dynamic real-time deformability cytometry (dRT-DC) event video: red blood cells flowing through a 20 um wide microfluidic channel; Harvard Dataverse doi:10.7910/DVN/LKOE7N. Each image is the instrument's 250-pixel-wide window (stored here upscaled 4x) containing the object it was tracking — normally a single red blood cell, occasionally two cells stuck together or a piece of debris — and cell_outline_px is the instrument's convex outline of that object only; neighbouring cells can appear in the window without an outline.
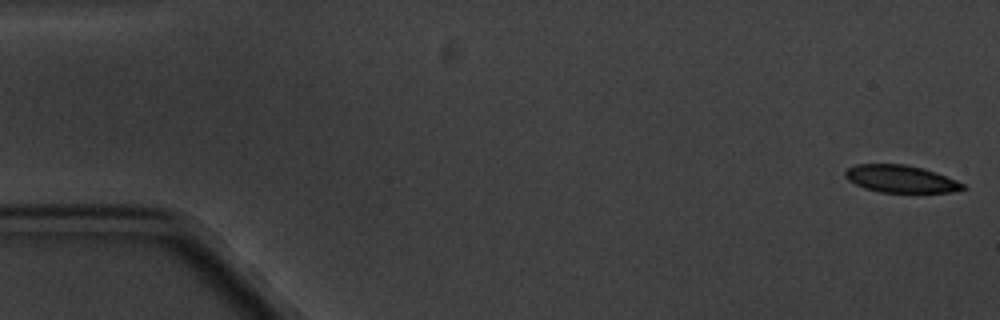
{"species": "common noctule bat (a hibernating species)", "species_latin": "Nyctalus noctula", "temperature_condition": "cold", "stored_images_in_passage": 6, "camera_frame_rate_fps": 3000, "um_per_image_px": 0.085, "animal": {"sex": "male", "body_mass_g": 20.1, "forearm_length_mm": 53.5}, "frame": {"image": 1, "passage_image": 1, "time_ms": 0.0, "image_size_px": [1000, 320], "cell_outline_px": [[968, 188], [952, 192], [880, 192], [864, 188], [848, 180], [844, 176], [844, 172], [848, 168], [856, 164], [904, 164], [924, 168], [936, 172], [956, 180], [964, 184]], "centroid_in_image_um": [76.57, 15.2], "position_along_channel_um": 8.4, "area_um2": 18.79}}